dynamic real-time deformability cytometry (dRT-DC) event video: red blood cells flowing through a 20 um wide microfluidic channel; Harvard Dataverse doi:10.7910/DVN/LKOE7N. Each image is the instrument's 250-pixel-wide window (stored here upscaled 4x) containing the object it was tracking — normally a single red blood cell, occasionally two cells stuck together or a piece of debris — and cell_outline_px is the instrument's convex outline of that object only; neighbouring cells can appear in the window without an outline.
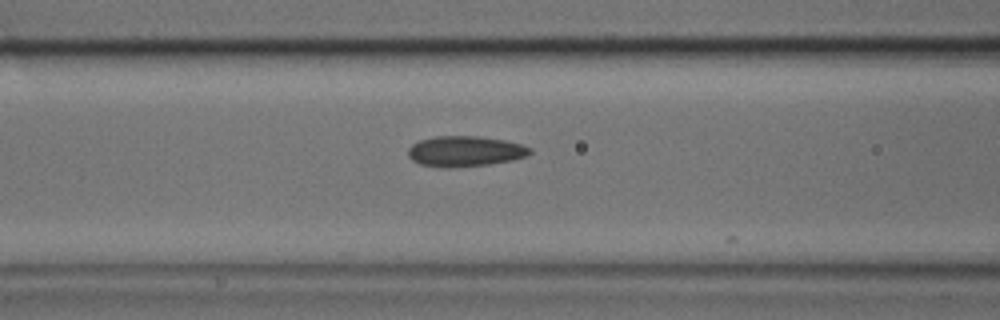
{"species": "common noctule bat (a hibernating species)", "species_latin": "Nyctalus noctula", "temperature_condition": "cold", "stored_images_in_passage": 8, "camera_frame_rate_fps": 3000, "um_per_image_px": 0.085, "animal": {"sex": "male", "body_mass_g": 17.9, "forearm_length_mm": 54.2}, "frame": {"image": 1, "passage_image": 6, "time_ms": 1.667, "image_size_px": [1000, 320], "cell_outline_px": [[532, 152], [528, 156], [512, 160], [488, 164], [452, 168], [440, 168], [420, 164], [412, 160], [408, 156], [408, 148], [412, 144], [420, 140], [436, 136], [480, 136], [504, 140], [520, 144], [532, 148]], "centroid_in_image_um": [39.52, 12.86], "position_along_channel_um": 127.1, "area_um2": 21.85}}